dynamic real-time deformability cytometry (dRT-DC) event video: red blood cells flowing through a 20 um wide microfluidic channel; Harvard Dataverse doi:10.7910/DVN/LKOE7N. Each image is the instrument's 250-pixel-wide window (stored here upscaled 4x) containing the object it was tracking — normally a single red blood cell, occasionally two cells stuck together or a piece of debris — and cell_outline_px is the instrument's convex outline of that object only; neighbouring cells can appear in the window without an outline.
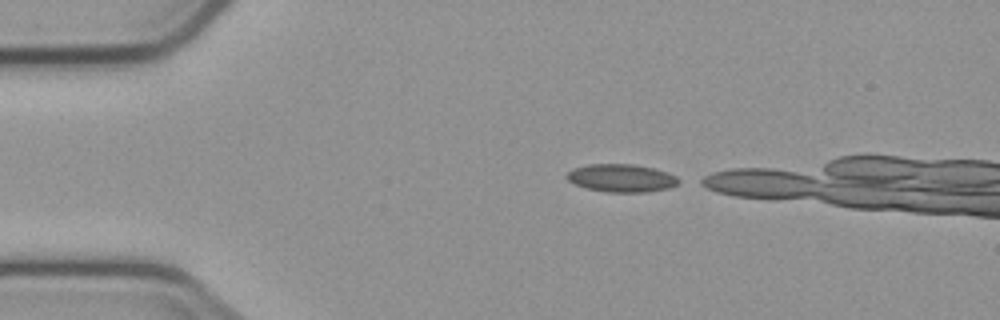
{"species": "common noctule bat (a hibernating species)", "species_latin": "Nyctalus noctula", "temperature_condition": "cold", "stored_images_in_passage": 3, "camera_frame_rate_fps": 3000, "um_per_image_px": 0.085, "animal": {"sex": "male", "body_mass_g": 23.1, "forearm_length_mm": 52.7}, "frame": {"image": 1, "passage_image": 1, "time_ms": 0.0, "image_size_px": [1000, 320], "cell_outline_px": [[684, 180], [680, 184], [668, 188], [648, 192], [608, 192], [588, 188], [576, 184], [568, 180], [564, 176], [572, 168], [588, 164], [632, 164], [652, 168], [676, 176]], "centroid_in_image_um": [52.84, 15.13], "position_along_channel_um": 32.2, "area_um2": 18.21}}